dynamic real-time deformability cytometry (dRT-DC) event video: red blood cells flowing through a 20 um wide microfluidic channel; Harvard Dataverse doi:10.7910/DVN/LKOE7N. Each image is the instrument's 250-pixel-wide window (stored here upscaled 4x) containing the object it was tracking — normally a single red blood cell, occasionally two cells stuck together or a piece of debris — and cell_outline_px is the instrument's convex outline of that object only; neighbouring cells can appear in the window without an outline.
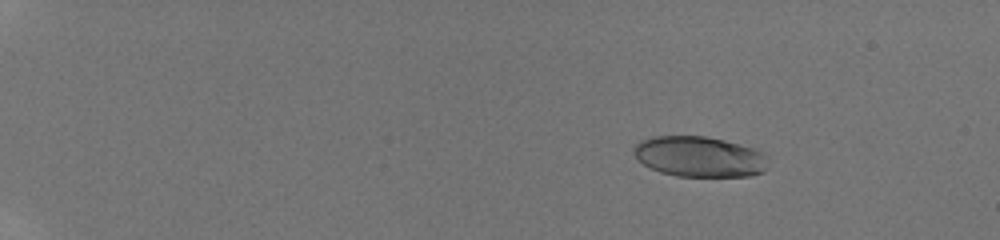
{"species": "human", "species_latin": "Homo sapiens", "temperature_condition": "room temperature", "stored_images_in_passage": 47, "camera_frame_rate_fps": 3000, "um_per_image_px": 0.085, "donor": {"sex": "male"}, "frame": {"image": 1, "passage_image": 4, "time_ms": 1.0, "image_size_px": [1000, 240], "cell_outline_px": [[768, 156], [764, 172], [752, 176], [676, 176], [660, 172], [644, 164], [632, 152], [632, 148], [640, 140], [652, 136], [704, 136], [724, 140], [752, 148]], "centroid_in_image_um": [59.43, 13.31], "position_along_channel_um": 25.6, "area_um2": 31.67}}
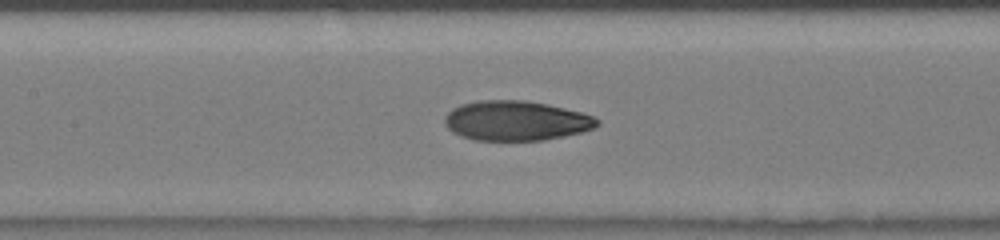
{"frame": {"image": 2, "passage_image": 24, "time_ms": 7.667, "image_size_px": [1000, 240], "cell_outline_px": [[600, 124], [596, 128], [564, 136], [544, 140], [476, 140], [460, 136], [452, 132], [444, 124], [444, 116], [452, 108], [460, 104], [476, 100], [524, 100], [548, 104], [580, 112], [592, 116], [600, 120]], "centroid_in_image_um": [43.84, 10.25], "position_along_channel_um": 163.6, "area_um2": 35.55}}
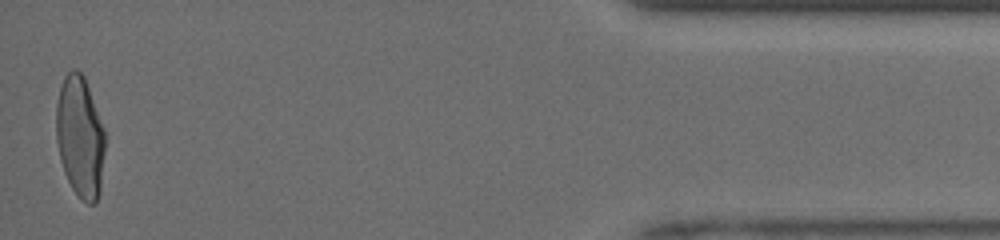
{"frame": {"image": 3, "passage_image": 47, "time_ms": 15.333, "image_size_px": [1000, 240], "cell_outline_px": [[104, 152], [100, 188], [96, 204], [88, 204], [72, 188], [64, 172], [60, 160], [56, 140], [56, 104], [60, 88], [64, 76], [72, 68], [76, 68], [84, 76], [104, 128]], "centroid_in_image_um": [6.79, 11.6], "position_along_channel_um": 428.4, "area_um2": 34.39}, "authors_computed_cell_mechanics": {"area_um2": 34.4488, "velocity_mm_per_s": 4.2549, "shape_relaxation_time_tau1_ms": 4.662, "shape_relaxation_time_tau2_ms": 0.9509, "deformation_change_tau1": 0.2198, "deformation_change_tau2": 0.0594}}